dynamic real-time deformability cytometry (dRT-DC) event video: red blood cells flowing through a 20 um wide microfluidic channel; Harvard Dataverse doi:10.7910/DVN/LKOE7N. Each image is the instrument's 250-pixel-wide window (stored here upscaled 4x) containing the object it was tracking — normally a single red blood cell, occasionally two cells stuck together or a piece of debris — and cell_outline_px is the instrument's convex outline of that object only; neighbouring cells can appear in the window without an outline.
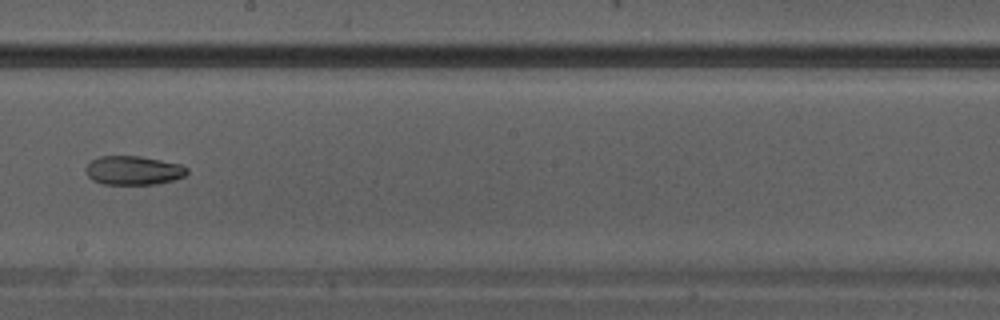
{"species": "Egyptian fruit bat (a non-hibernating species)", "species_latin": "Rousettus aegyptiacus", "temperature_condition": "warm", "stored_images_in_passage": 28, "camera_frame_rate_fps": 3000, "um_per_image_px": 0.085, "animal": {"sex": "male"}, "frame": {"image": 1, "passage_image": 16, "time_ms": 5.0, "image_size_px": [1000, 320], "cell_outline_px": [[188, 172], [184, 176], [172, 180], [156, 184], [104, 184], [92, 180], [88, 176], [84, 168], [92, 160], [100, 156], [140, 156], [180, 164], [188, 168]], "centroid_in_image_um": [11.32, 14.48], "position_along_channel_um": 236.9, "area_um2": 16.99}}